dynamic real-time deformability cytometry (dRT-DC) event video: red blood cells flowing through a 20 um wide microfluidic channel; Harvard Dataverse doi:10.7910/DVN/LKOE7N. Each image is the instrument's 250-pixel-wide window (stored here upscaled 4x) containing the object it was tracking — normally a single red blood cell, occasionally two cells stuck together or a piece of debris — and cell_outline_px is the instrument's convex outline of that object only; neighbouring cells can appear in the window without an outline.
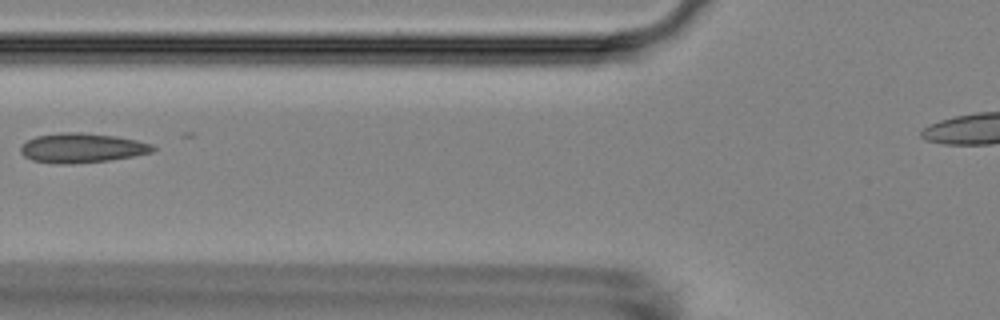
{"species": "Egyptian fruit bat (a non-hibernating species)", "species_latin": "Rousettus aegyptiacus", "temperature_condition": "room temperature", "stored_images_in_passage": 4, "camera_frame_rate_fps": 3000, "um_per_image_px": 0.085, "animal": {"sex": "female"}, "frame": {"image": 1, "passage_image": 3, "time_ms": 2.333, "image_size_px": [1000, 320], "cell_outline_px": [[156, 148], [152, 152], [132, 156], [108, 160], [72, 164], [60, 164], [32, 160], [24, 156], [20, 152], [20, 148], [28, 140], [36, 136], [60, 132], [80, 132], [116, 136], [136, 140], [152, 144]], "centroid_in_image_um": [6.95, 12.57], "position_along_channel_um": 118.8, "area_um2": 22.66}}
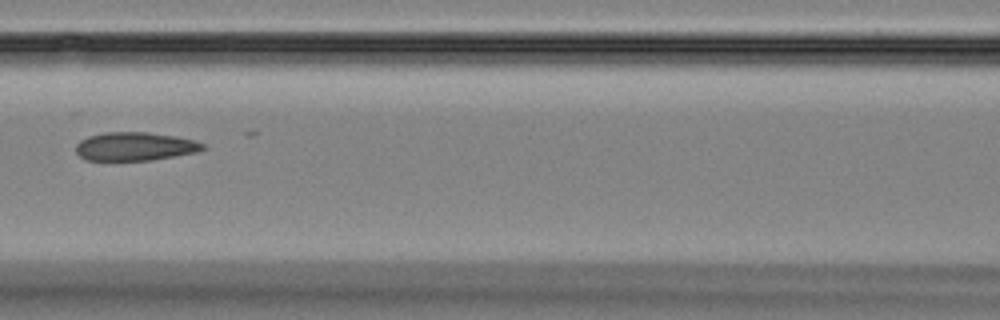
{"frame": {"image": 2, "passage_image": 4, "time_ms": 3.333, "image_size_px": [1000, 320], "cell_outline_px": [[208, 148], [196, 152], [176, 156], [152, 160], [84, 160], [76, 152], [76, 144], [80, 140], [88, 136], [104, 132], [148, 132], [176, 136], [192, 140], [204, 144]], "centroid_in_image_um": [11.47, 12.44], "position_along_channel_um": 155.1, "area_um2": 21.15}}